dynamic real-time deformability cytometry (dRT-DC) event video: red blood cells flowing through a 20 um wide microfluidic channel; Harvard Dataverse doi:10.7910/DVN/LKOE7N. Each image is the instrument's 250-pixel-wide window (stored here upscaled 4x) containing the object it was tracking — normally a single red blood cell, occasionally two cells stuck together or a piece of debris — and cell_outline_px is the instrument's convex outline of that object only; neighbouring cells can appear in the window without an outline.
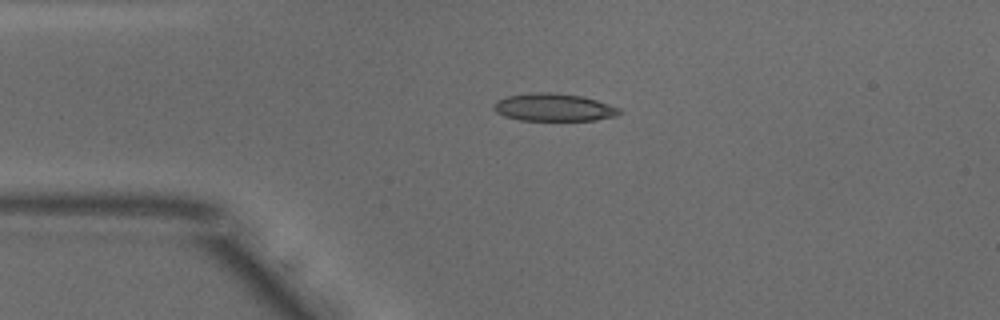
{"species": "common noctule bat (a hibernating species)", "species_latin": "Nyctalus noctula", "temperature_condition": "warm", "stored_images_in_passage": 3, "camera_frame_rate_fps": 3000, "um_per_image_px": 0.085, "animal": {"sex": "male", "body_mass_g": 18.8}, "frame": {"image": 1, "passage_image": 1, "time_ms": 0.0, "image_size_px": [1000, 320], "cell_outline_px": [[624, 112], [616, 116], [596, 120], [520, 120], [504, 116], [496, 112], [492, 108], [492, 104], [496, 100], [508, 96], [532, 92], [552, 92], [584, 96], [620, 108]], "centroid_in_image_um": [47.06, 9.12], "position_along_channel_um": 37.9, "area_um2": 20.46}}